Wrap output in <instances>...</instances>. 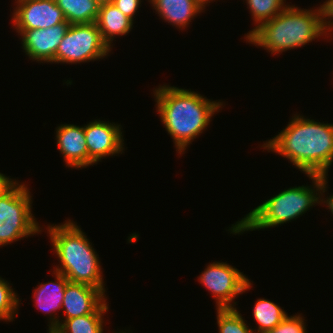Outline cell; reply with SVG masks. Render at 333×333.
Returning a JSON list of instances; mask_svg holds the SVG:
<instances>
[{"label": "cell", "instance_id": "cell-12", "mask_svg": "<svg viewBox=\"0 0 333 333\" xmlns=\"http://www.w3.org/2000/svg\"><path fill=\"white\" fill-rule=\"evenodd\" d=\"M105 300L106 294L99 288L69 281L62 303L65 318L61 320L92 314Z\"/></svg>", "mask_w": 333, "mask_h": 333}, {"label": "cell", "instance_id": "cell-29", "mask_svg": "<svg viewBox=\"0 0 333 333\" xmlns=\"http://www.w3.org/2000/svg\"><path fill=\"white\" fill-rule=\"evenodd\" d=\"M94 1L97 2L99 5H102V4L112 3L113 0H94Z\"/></svg>", "mask_w": 333, "mask_h": 333}, {"label": "cell", "instance_id": "cell-2", "mask_svg": "<svg viewBox=\"0 0 333 333\" xmlns=\"http://www.w3.org/2000/svg\"><path fill=\"white\" fill-rule=\"evenodd\" d=\"M153 94L156 112L180 155L207 129L212 116L224 105L223 101H213L191 89L169 84L158 86Z\"/></svg>", "mask_w": 333, "mask_h": 333}, {"label": "cell", "instance_id": "cell-13", "mask_svg": "<svg viewBox=\"0 0 333 333\" xmlns=\"http://www.w3.org/2000/svg\"><path fill=\"white\" fill-rule=\"evenodd\" d=\"M56 142L66 167L81 169L89 166L84 126L61 124L56 127Z\"/></svg>", "mask_w": 333, "mask_h": 333}, {"label": "cell", "instance_id": "cell-3", "mask_svg": "<svg viewBox=\"0 0 333 333\" xmlns=\"http://www.w3.org/2000/svg\"><path fill=\"white\" fill-rule=\"evenodd\" d=\"M325 36L321 7L301 9L288 4L279 14L260 24L245 39L271 54L304 47L316 38Z\"/></svg>", "mask_w": 333, "mask_h": 333}, {"label": "cell", "instance_id": "cell-27", "mask_svg": "<svg viewBox=\"0 0 333 333\" xmlns=\"http://www.w3.org/2000/svg\"><path fill=\"white\" fill-rule=\"evenodd\" d=\"M327 176H323V185H322V188H321V202L323 204H326L327 206V209H329V211H331V213L333 214V194L330 195L329 197L327 196L325 199L324 197L322 198V196H324L325 192L327 191ZM324 193V194H323Z\"/></svg>", "mask_w": 333, "mask_h": 333}, {"label": "cell", "instance_id": "cell-30", "mask_svg": "<svg viewBox=\"0 0 333 333\" xmlns=\"http://www.w3.org/2000/svg\"><path fill=\"white\" fill-rule=\"evenodd\" d=\"M198 1L206 7V5L208 6V3L212 2L213 0H198Z\"/></svg>", "mask_w": 333, "mask_h": 333}, {"label": "cell", "instance_id": "cell-11", "mask_svg": "<svg viewBox=\"0 0 333 333\" xmlns=\"http://www.w3.org/2000/svg\"><path fill=\"white\" fill-rule=\"evenodd\" d=\"M69 23H59L49 28L16 30L21 35L23 52L33 61L54 63L59 43L62 41Z\"/></svg>", "mask_w": 333, "mask_h": 333}, {"label": "cell", "instance_id": "cell-25", "mask_svg": "<svg viewBox=\"0 0 333 333\" xmlns=\"http://www.w3.org/2000/svg\"><path fill=\"white\" fill-rule=\"evenodd\" d=\"M321 7L322 24L326 29L333 22V0H326Z\"/></svg>", "mask_w": 333, "mask_h": 333}, {"label": "cell", "instance_id": "cell-6", "mask_svg": "<svg viewBox=\"0 0 333 333\" xmlns=\"http://www.w3.org/2000/svg\"><path fill=\"white\" fill-rule=\"evenodd\" d=\"M19 183L0 198V247L42 231L32 214L29 188Z\"/></svg>", "mask_w": 333, "mask_h": 333}, {"label": "cell", "instance_id": "cell-1", "mask_svg": "<svg viewBox=\"0 0 333 333\" xmlns=\"http://www.w3.org/2000/svg\"><path fill=\"white\" fill-rule=\"evenodd\" d=\"M261 147L287 158L306 175L328 176L333 163V124L295 114L278 135Z\"/></svg>", "mask_w": 333, "mask_h": 333}, {"label": "cell", "instance_id": "cell-20", "mask_svg": "<svg viewBox=\"0 0 333 333\" xmlns=\"http://www.w3.org/2000/svg\"><path fill=\"white\" fill-rule=\"evenodd\" d=\"M247 8L252 14L255 27L250 30L244 37L246 38L260 24L271 20L279 14L288 4L285 0H245Z\"/></svg>", "mask_w": 333, "mask_h": 333}, {"label": "cell", "instance_id": "cell-17", "mask_svg": "<svg viewBox=\"0 0 333 333\" xmlns=\"http://www.w3.org/2000/svg\"><path fill=\"white\" fill-rule=\"evenodd\" d=\"M108 309L105 300L92 314L59 321L52 333H103V316Z\"/></svg>", "mask_w": 333, "mask_h": 333}, {"label": "cell", "instance_id": "cell-8", "mask_svg": "<svg viewBox=\"0 0 333 333\" xmlns=\"http://www.w3.org/2000/svg\"><path fill=\"white\" fill-rule=\"evenodd\" d=\"M206 267L198 280L212 293L216 309L237 308L234 300L252 288L250 279L226 262H213Z\"/></svg>", "mask_w": 333, "mask_h": 333}, {"label": "cell", "instance_id": "cell-15", "mask_svg": "<svg viewBox=\"0 0 333 333\" xmlns=\"http://www.w3.org/2000/svg\"><path fill=\"white\" fill-rule=\"evenodd\" d=\"M153 9L165 22L179 29H185L191 20L204 12L205 6L198 0H148Z\"/></svg>", "mask_w": 333, "mask_h": 333}, {"label": "cell", "instance_id": "cell-24", "mask_svg": "<svg viewBox=\"0 0 333 333\" xmlns=\"http://www.w3.org/2000/svg\"><path fill=\"white\" fill-rule=\"evenodd\" d=\"M112 3L130 19H134L136 11L141 7V0H113ZM140 6V7H139Z\"/></svg>", "mask_w": 333, "mask_h": 333}, {"label": "cell", "instance_id": "cell-10", "mask_svg": "<svg viewBox=\"0 0 333 333\" xmlns=\"http://www.w3.org/2000/svg\"><path fill=\"white\" fill-rule=\"evenodd\" d=\"M121 127L120 124L98 119L84 125L89 165L93 166L103 158L124 152Z\"/></svg>", "mask_w": 333, "mask_h": 333}, {"label": "cell", "instance_id": "cell-28", "mask_svg": "<svg viewBox=\"0 0 333 333\" xmlns=\"http://www.w3.org/2000/svg\"><path fill=\"white\" fill-rule=\"evenodd\" d=\"M332 28H333V22L325 29V38L327 35H328L327 38L330 36L329 34H331V32H332V30H333Z\"/></svg>", "mask_w": 333, "mask_h": 333}, {"label": "cell", "instance_id": "cell-16", "mask_svg": "<svg viewBox=\"0 0 333 333\" xmlns=\"http://www.w3.org/2000/svg\"><path fill=\"white\" fill-rule=\"evenodd\" d=\"M133 22L134 20L124 15L113 3L100 5L96 24L103 41L110 49L115 36L128 35L133 28Z\"/></svg>", "mask_w": 333, "mask_h": 333}, {"label": "cell", "instance_id": "cell-26", "mask_svg": "<svg viewBox=\"0 0 333 333\" xmlns=\"http://www.w3.org/2000/svg\"><path fill=\"white\" fill-rule=\"evenodd\" d=\"M18 182L16 179L12 180V178L0 173V198L7 194Z\"/></svg>", "mask_w": 333, "mask_h": 333}, {"label": "cell", "instance_id": "cell-23", "mask_svg": "<svg viewBox=\"0 0 333 333\" xmlns=\"http://www.w3.org/2000/svg\"><path fill=\"white\" fill-rule=\"evenodd\" d=\"M302 314L294 316H287L280 324L274 329L264 333H307L305 319Z\"/></svg>", "mask_w": 333, "mask_h": 333}, {"label": "cell", "instance_id": "cell-5", "mask_svg": "<svg viewBox=\"0 0 333 333\" xmlns=\"http://www.w3.org/2000/svg\"><path fill=\"white\" fill-rule=\"evenodd\" d=\"M312 180V186H295L279 192L255 207L228 231L233 234H241L245 231H253L277 227L291 222L305 214L312 206L321 203V188L323 176L307 175Z\"/></svg>", "mask_w": 333, "mask_h": 333}, {"label": "cell", "instance_id": "cell-18", "mask_svg": "<svg viewBox=\"0 0 333 333\" xmlns=\"http://www.w3.org/2000/svg\"><path fill=\"white\" fill-rule=\"evenodd\" d=\"M69 24L96 22L100 5L94 0H55Z\"/></svg>", "mask_w": 333, "mask_h": 333}, {"label": "cell", "instance_id": "cell-4", "mask_svg": "<svg viewBox=\"0 0 333 333\" xmlns=\"http://www.w3.org/2000/svg\"><path fill=\"white\" fill-rule=\"evenodd\" d=\"M59 264L54 271L70 282L99 288L105 294L101 263L86 233L72 220L46 227ZM91 243V244H90Z\"/></svg>", "mask_w": 333, "mask_h": 333}, {"label": "cell", "instance_id": "cell-7", "mask_svg": "<svg viewBox=\"0 0 333 333\" xmlns=\"http://www.w3.org/2000/svg\"><path fill=\"white\" fill-rule=\"evenodd\" d=\"M112 49L103 41L96 22L70 24L59 43L54 63L80 64L103 59Z\"/></svg>", "mask_w": 333, "mask_h": 333}, {"label": "cell", "instance_id": "cell-19", "mask_svg": "<svg viewBox=\"0 0 333 333\" xmlns=\"http://www.w3.org/2000/svg\"><path fill=\"white\" fill-rule=\"evenodd\" d=\"M252 311L254 321L258 324L257 330L256 328L254 330L255 333H264L274 329L288 316L279 305L264 298L257 299Z\"/></svg>", "mask_w": 333, "mask_h": 333}, {"label": "cell", "instance_id": "cell-22", "mask_svg": "<svg viewBox=\"0 0 333 333\" xmlns=\"http://www.w3.org/2000/svg\"><path fill=\"white\" fill-rule=\"evenodd\" d=\"M9 282L0 277V320L13 321L18 315L19 297ZM17 312V313H16Z\"/></svg>", "mask_w": 333, "mask_h": 333}, {"label": "cell", "instance_id": "cell-9", "mask_svg": "<svg viewBox=\"0 0 333 333\" xmlns=\"http://www.w3.org/2000/svg\"><path fill=\"white\" fill-rule=\"evenodd\" d=\"M15 3L11 22L16 30L46 29L68 23L55 0H15Z\"/></svg>", "mask_w": 333, "mask_h": 333}, {"label": "cell", "instance_id": "cell-21", "mask_svg": "<svg viewBox=\"0 0 333 333\" xmlns=\"http://www.w3.org/2000/svg\"><path fill=\"white\" fill-rule=\"evenodd\" d=\"M237 308L217 309L219 333H255Z\"/></svg>", "mask_w": 333, "mask_h": 333}, {"label": "cell", "instance_id": "cell-14", "mask_svg": "<svg viewBox=\"0 0 333 333\" xmlns=\"http://www.w3.org/2000/svg\"><path fill=\"white\" fill-rule=\"evenodd\" d=\"M55 281L41 283L34 289L35 307L42 310L46 315L49 314V328L48 332L52 331L59 325V316H56L55 312L62 310V303L65 288L69 280L62 274L53 270ZM54 313V314H53ZM53 316V317H52Z\"/></svg>", "mask_w": 333, "mask_h": 333}]
</instances>
